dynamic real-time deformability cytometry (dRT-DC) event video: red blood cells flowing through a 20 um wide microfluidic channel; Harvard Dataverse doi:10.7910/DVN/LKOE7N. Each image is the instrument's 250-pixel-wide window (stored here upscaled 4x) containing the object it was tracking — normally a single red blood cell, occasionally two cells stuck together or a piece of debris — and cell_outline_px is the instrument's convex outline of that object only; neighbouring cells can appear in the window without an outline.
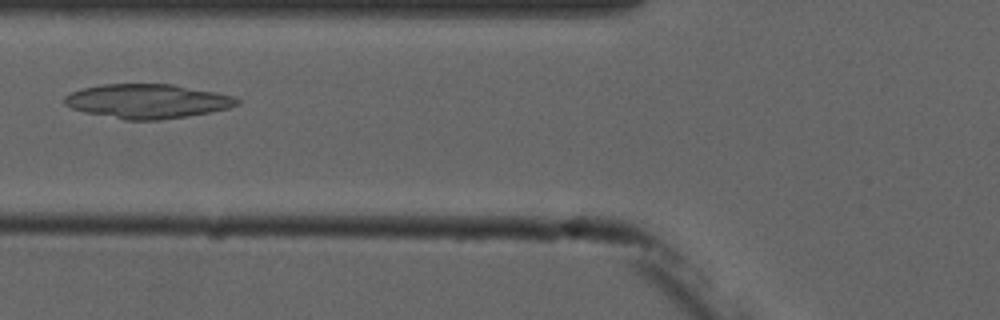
{"species": "common noctule bat (a hibernating species)", "species_latin": "Nyctalus noctula", "temperature_condition": "cold", "stored_images_in_passage": 9, "camera_frame_rate_fps": 3000, "um_per_image_px": 0.085, "animal": {"sex": "male", "forearm_length_mm": 52.5}, "frame": {"image": 1, "passage_image": 6, "time_ms": 5.667, "image_size_px": [1000, 320], "cell_outline_px": [[240, 104], [228, 108], [212, 112], [160, 120], [124, 120], [84, 112], [72, 108], [64, 104], [64, 96], [72, 92], [84, 88], [104, 84], [172, 84], [232, 96], [240, 100]], "centroid_in_image_um": [12.51, 8.61], "position_along_channel_um": 113.3, "area_um2": 34.28}}
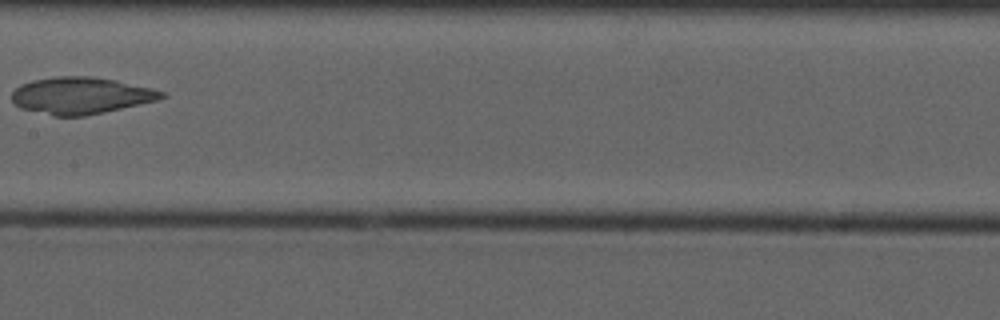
{"frame": {"image": 2, "passage_image": 8, "time_ms": 8.0, "image_size_px": [1000, 320], "cell_outline_px": [[168, 96], [160, 100], [104, 112], [84, 116], [52, 116], [20, 108], [12, 100], [12, 92], [20, 84], [32, 80], [56, 76], [92, 76], [152, 88], [164, 92]], "centroid_in_image_um": [6.87, 8.13], "position_along_channel_um": 200.5, "area_um2": 32.19}}
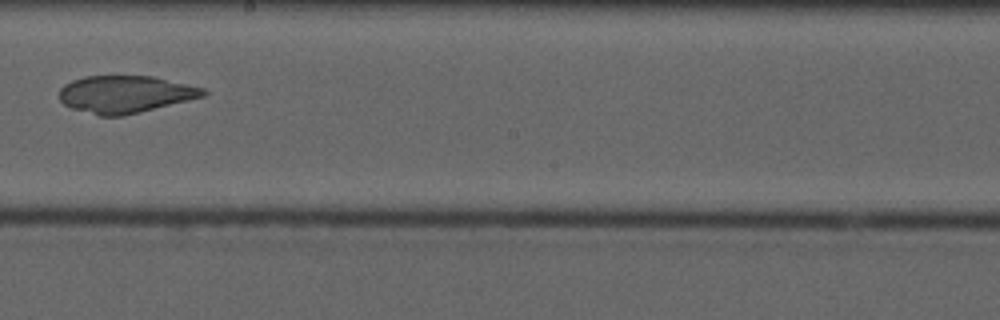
{"frame": {"image": 3, "passage_image": 9, "time_ms": 9.0, "image_size_px": [1000, 320], "cell_outline_px": [[208, 92], [204, 96], [124, 116], [100, 116], [72, 108], [64, 104], [60, 100], [60, 88], [64, 84], [72, 80], [84, 76], [152, 76], [204, 88]], "centroid_in_image_um": [10.62, 8.01], "position_along_channel_um": 237.6, "area_um2": 31.1}}